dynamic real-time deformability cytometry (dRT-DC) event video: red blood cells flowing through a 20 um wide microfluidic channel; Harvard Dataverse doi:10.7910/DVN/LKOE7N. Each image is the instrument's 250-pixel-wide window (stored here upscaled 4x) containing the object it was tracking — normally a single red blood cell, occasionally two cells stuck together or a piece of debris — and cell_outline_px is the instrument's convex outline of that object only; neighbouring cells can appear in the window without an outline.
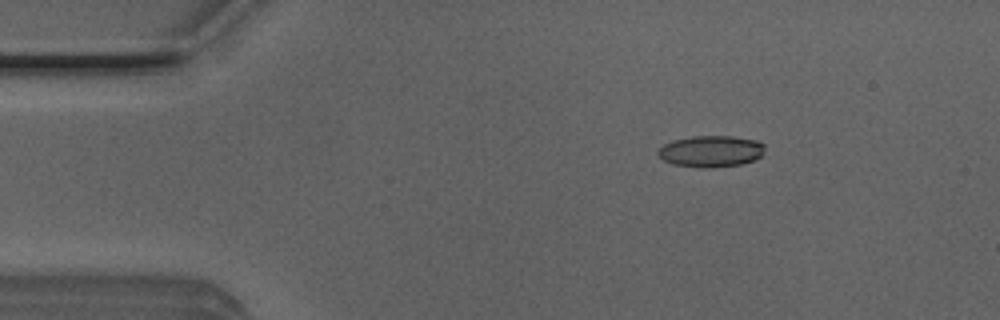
{"species": "Egyptian fruit bat (a non-hibernating species)", "species_latin": "Rousettus aegyptiacus", "temperature_condition": "room temperature", "stored_images_in_passage": 49, "camera_frame_rate_fps": 3000, "um_per_image_px": 0.085, "animal": {"sex": "male"}, "frame": {"image": 1, "passage_image": 6, "time_ms": 1.667, "image_size_px": [1000, 320], "cell_outline_px": [[764, 148], [760, 156], [756, 160], [740, 164], [700, 168], [672, 164], [664, 160], [656, 152], [664, 144], [672, 140], [692, 136], [732, 136], [756, 140], [764, 144]], "centroid_in_image_um": [60.41, 12.85], "position_along_channel_um": 24.6, "area_um2": 19.48}}
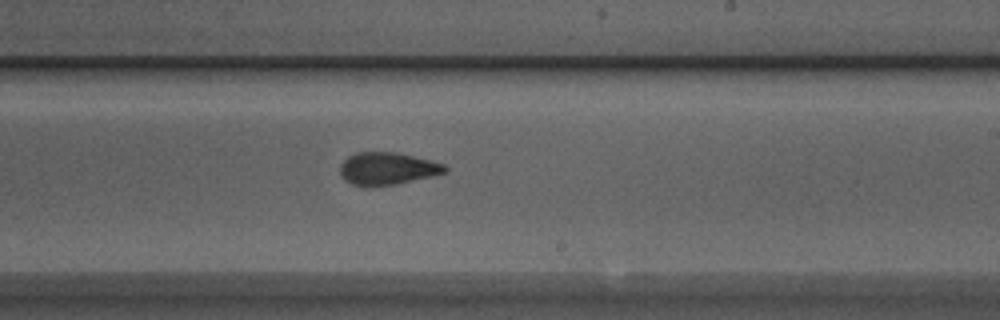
{"frame": {"image": 2, "passage_image": 28, "time_ms": 9.0, "image_size_px": [1000, 320], "cell_outline_px": [[448, 172], [432, 176], [396, 184], [364, 188], [352, 184], [344, 180], [340, 176], [340, 164], [348, 156], [356, 152], [396, 152], [432, 160], [444, 164], [448, 168]], "centroid_in_image_um": [32.9, 14.34], "position_along_channel_um": 256.1, "area_um2": 20.23}}
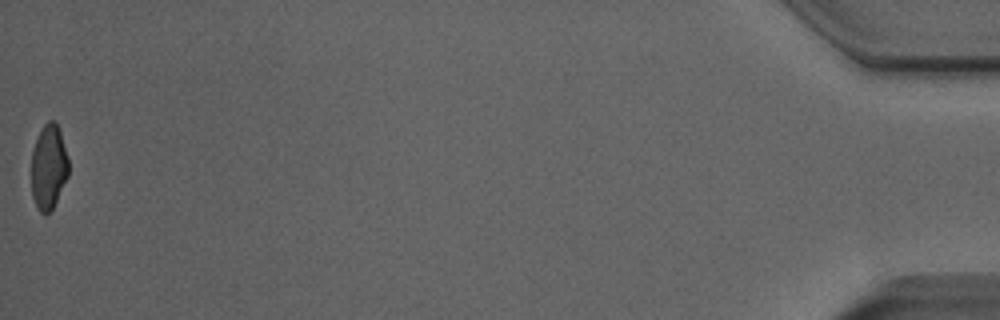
{"frame": {"image": 3, "passage_image": 49, "time_ms": 16.0, "image_size_px": [1000, 320], "cell_outline_px": [[68, 176], [52, 208], [44, 216], [40, 212], [32, 196], [32, 152], [36, 140], [44, 124], [48, 120], [56, 120], [68, 156]], "centroid_in_image_um": [4.14, 14.17], "position_along_channel_um": 431.1, "area_um2": 18.15}, "authors_computed_cell_mechanics": {"area_um2": 19.8832, "velocity_mm_per_s": 4.025, "shape_relaxation_time_tau1_ms": 5.0589, "shape_relaxation_time_tau2_ms": 1.5355, "deformation_change_tau1": 0.1498, "deformation_change_tau2": 0.0806}}